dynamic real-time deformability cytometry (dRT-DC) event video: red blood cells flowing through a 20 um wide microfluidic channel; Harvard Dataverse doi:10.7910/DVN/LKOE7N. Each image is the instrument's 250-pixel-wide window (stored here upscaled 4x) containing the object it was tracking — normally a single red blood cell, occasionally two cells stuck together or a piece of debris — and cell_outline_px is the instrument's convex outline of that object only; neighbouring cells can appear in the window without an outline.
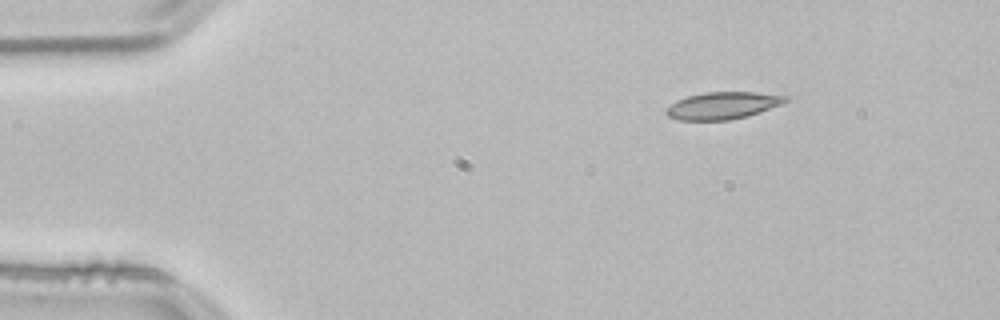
{"species": "common noctule bat (a hibernating species)", "species_latin": "Nyctalus noctula", "temperature_condition": "room temperature", "stored_images_in_passage": 47, "camera_frame_rate_fps": 3000, "um_per_image_px": 0.085, "animal": {"sex": "male", "body_mass_g": 21.5, "forearm_length_mm": 52.0}, "frame": {"image": 1, "passage_image": 1, "time_ms": 0.0, "image_size_px": [1000, 320], "cell_outline_px": [[792, 96], [788, 100], [780, 104], [748, 116], [728, 120], [680, 120], [668, 116], [664, 112], [664, 108], [676, 100], [688, 96], [704, 92], [756, 92]], "centroid_in_image_um": [61.41, 8.96], "position_along_channel_um": 23.6, "area_um2": 18.96}}
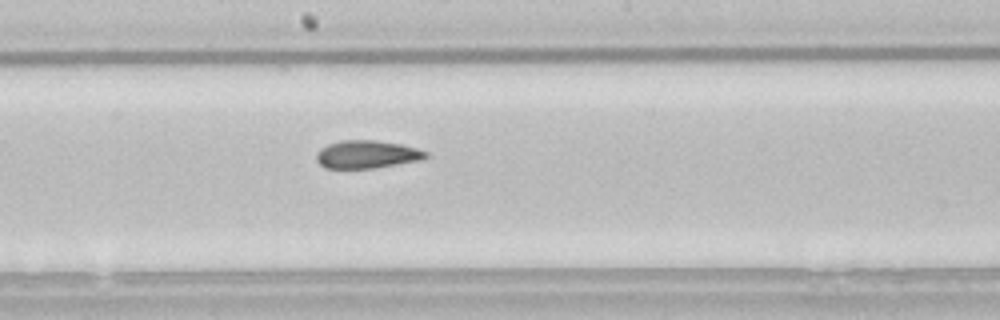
{"frame": {"image": 2, "passage_image": 22, "time_ms": 7.0, "image_size_px": [1000, 320], "cell_outline_px": [[428, 156], [424, 160], [376, 168], [324, 168], [316, 160], [316, 152], [320, 148], [328, 144], [340, 140], [376, 140], [400, 144], [416, 148], [428, 152]], "centroid_in_image_um": [31.2, 13.12], "position_along_channel_um": 217.0, "area_um2": 18.03}}
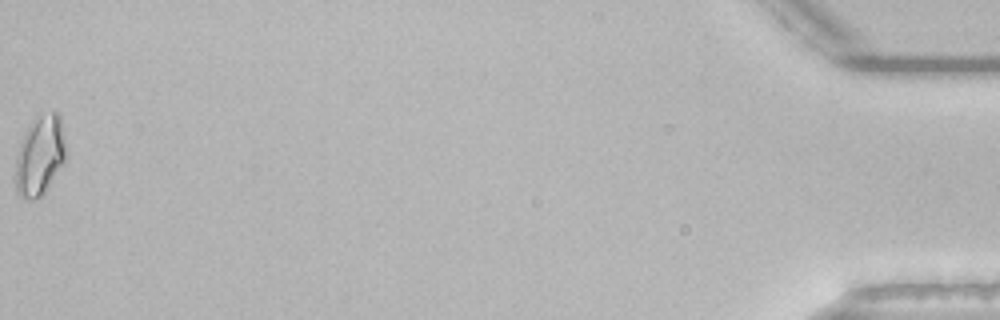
{"frame": {"image": 3, "passage_image": 47, "time_ms": 15.333, "image_size_px": [1000, 320], "cell_outline_px": [[64, 164], [44, 192], [40, 196], [28, 200], [20, 196], [16, 192], [16, 152], [24, 132], [28, 124], [32, 120], [40, 116], [52, 112], [56, 112], [60, 116], [64, 136]], "centroid_in_image_um": [3.37, 13.22], "position_along_channel_um": 431.8, "area_um2": 23.24}, "authors_computed_cell_mechanics": {"area_um2": 18.3804, "velocity_mm_per_s": 3.814, "shape_relaxation_time_tau1_ms": null, "shape_relaxation_time_tau2_ms": 2.5108, "deformation_change_tau1": null, "deformation_change_tau2": 0.0817}}